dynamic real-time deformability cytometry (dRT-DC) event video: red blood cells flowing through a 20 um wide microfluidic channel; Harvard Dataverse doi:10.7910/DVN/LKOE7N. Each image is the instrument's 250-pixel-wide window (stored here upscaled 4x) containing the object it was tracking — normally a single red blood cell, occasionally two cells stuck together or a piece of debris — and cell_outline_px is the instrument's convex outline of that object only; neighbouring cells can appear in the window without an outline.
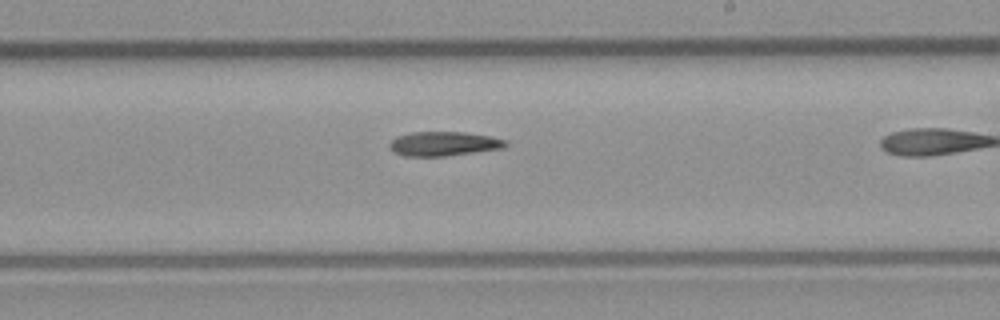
{"species": "common noctule bat (a hibernating species)", "species_latin": "Nyctalus noctula", "temperature_condition": "room temperature", "stored_images_in_passage": 28, "camera_frame_rate_fps": 3000, "um_per_image_px": 0.085, "animal": {"sex": "male", "body_mass_g": 23.1, "forearm_length_mm": 52.7}, "frame": {"image": 1, "passage_image": 24, "time_ms": 7.667, "image_size_px": [1000, 320], "cell_outline_px": [[508, 144], [504, 148], [444, 156], [404, 156], [392, 152], [388, 144], [396, 136], [412, 132], [464, 132], [492, 136], [508, 140]], "centroid_in_image_um": [37.72, 12.21], "position_along_channel_um": 251.3, "area_um2": 16.59}}